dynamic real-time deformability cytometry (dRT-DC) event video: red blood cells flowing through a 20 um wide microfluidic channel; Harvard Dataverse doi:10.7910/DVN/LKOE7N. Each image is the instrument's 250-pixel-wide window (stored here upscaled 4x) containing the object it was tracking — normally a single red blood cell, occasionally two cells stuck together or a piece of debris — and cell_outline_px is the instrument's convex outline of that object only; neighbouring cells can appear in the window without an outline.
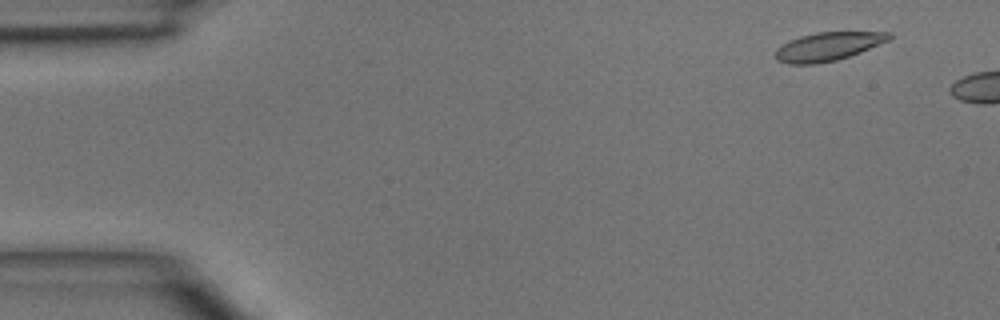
{"species": "common noctule bat (a hibernating species)", "species_latin": "Nyctalus noctula", "temperature_condition": "room temperature", "stored_images_in_passage": 7, "camera_frame_rate_fps": 3000, "um_per_image_px": 0.085, "animal": {"sex": "male", "body_mass_g": 15.6}, "frame": {"image": 1, "passage_image": 4, "time_ms": 1.0, "image_size_px": [1000, 320], "cell_outline_px": [[892, 36], [888, 40], [860, 52], [836, 60], [816, 64], [788, 64], [776, 60], [776, 48], [788, 40], [800, 36], [816, 32], [892, 32]], "centroid_in_image_um": [70.34, 3.95], "position_along_channel_um": 14.7, "area_um2": 18.79}}